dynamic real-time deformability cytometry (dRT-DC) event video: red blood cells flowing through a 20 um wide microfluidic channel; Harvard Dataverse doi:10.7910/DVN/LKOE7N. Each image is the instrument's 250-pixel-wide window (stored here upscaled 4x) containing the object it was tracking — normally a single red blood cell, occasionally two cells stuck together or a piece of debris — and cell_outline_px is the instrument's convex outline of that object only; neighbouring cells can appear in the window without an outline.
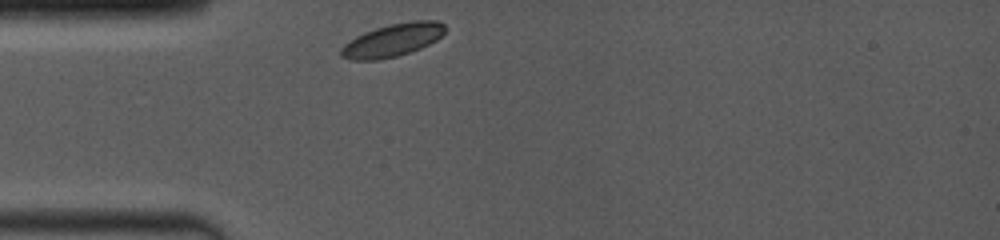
{"species": "common noctule bat (a hibernating species)", "species_latin": "Nyctalus noctula", "temperature_condition": "room temperature", "stored_images_in_passage": 17, "camera_frame_rate_fps": 4000, "um_per_image_px": 0.085, "animal": {"sex": "female", "body_mass_g": 19.0, "forearm_length_mm": 53.3}, "frame": {"image": 1, "passage_image": 1, "time_ms": 0.0, "image_size_px": [1000, 240], "cell_outline_px": [[444, 32], [436, 40], [420, 48], [396, 56], [380, 60], [352, 60], [340, 56], [340, 48], [344, 44], [356, 36], [364, 32], [388, 24], [412, 20], [436, 20], [444, 24]], "centroid_in_image_um": [33.34, 3.4], "position_along_channel_um": 51.7, "area_um2": 19.88}}
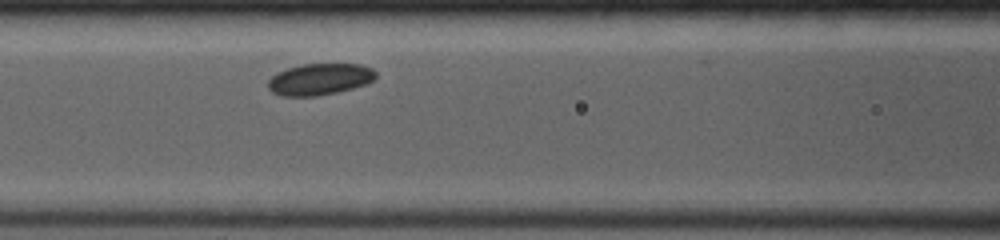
{"frame": {"image": 2, "passage_image": 10, "time_ms": 2.5, "image_size_px": [1000, 240], "cell_outline_px": [[376, 76], [368, 84], [336, 92], [316, 96], [280, 96], [272, 92], [268, 88], [268, 80], [276, 72], [288, 68], [304, 64], [360, 64], [372, 68], [376, 72]], "centroid_in_image_um": [27.16, 6.73], "position_along_channel_um": 139.4, "area_um2": 19.83}}
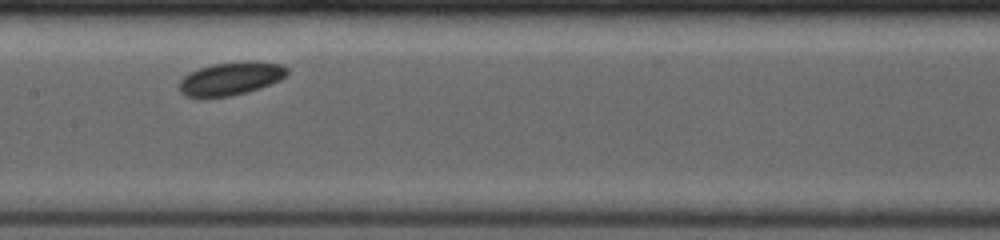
{"frame": {"image": 3, "passage_image": 15, "time_ms": 3.75, "image_size_px": [1000, 240], "cell_outline_px": [[288, 72], [280, 80], [260, 88], [248, 92], [232, 96], [204, 100], [200, 100], [188, 96], [180, 92], [180, 80], [184, 76], [200, 68], [212, 64], [280, 64], [288, 68]], "centroid_in_image_um": [19.52, 6.78], "position_along_channel_um": 187.9, "area_um2": 20.29}}